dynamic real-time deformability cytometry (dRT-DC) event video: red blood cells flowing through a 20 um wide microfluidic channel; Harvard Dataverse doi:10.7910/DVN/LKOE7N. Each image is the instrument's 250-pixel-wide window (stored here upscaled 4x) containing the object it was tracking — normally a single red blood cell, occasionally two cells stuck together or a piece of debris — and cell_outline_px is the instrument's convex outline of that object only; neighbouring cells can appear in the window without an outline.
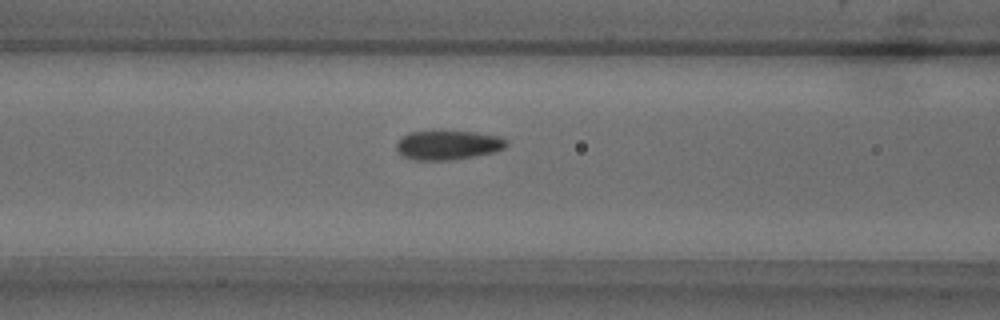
{"species": "common noctule bat (a hibernating species)", "species_latin": "Nyctalus noctula", "temperature_condition": "warm", "stored_images_in_passage": 37, "camera_frame_rate_fps": 3000, "um_per_image_px": 0.085, "animal": {"sex": "male", "body_mass_g": 18.8}, "frame": {"image": 1, "passage_image": 13, "time_ms": 4.0, "image_size_px": [1000, 320], "cell_outline_px": [[508, 144], [504, 148], [492, 152], [476, 156], [452, 160], [416, 160], [404, 156], [396, 148], [396, 144], [408, 132], [476, 132], [500, 136], [508, 140]], "centroid_in_image_um": [38.13, 12.34], "position_along_channel_um": 128.5, "area_um2": 18.5}}
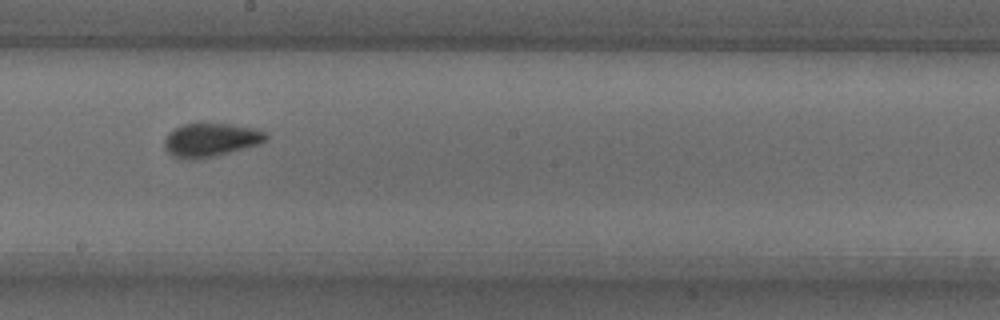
{"frame": {"image": 2, "passage_image": 21, "time_ms": 6.667, "image_size_px": [1000, 320], "cell_outline_px": [[268, 136], [260, 144], [212, 156], [192, 160], [184, 160], [172, 156], [168, 152], [164, 144], [164, 140], [168, 132], [180, 124], [200, 120], [256, 128], [264, 132]], "centroid_in_image_um": [17.84, 11.84], "position_along_channel_um": 230.4, "area_um2": 20.4}}
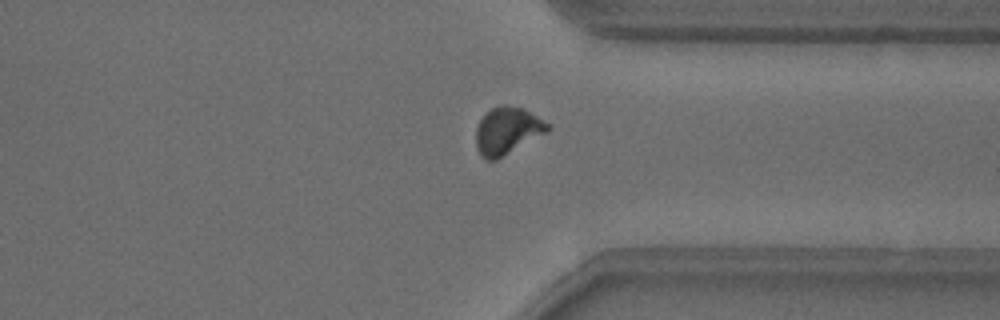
{"frame": {"image": 3, "passage_image": 32, "time_ms": 10.333, "image_size_px": [1000, 320], "cell_outline_px": [[552, 128], [548, 132], [496, 160], [488, 160], [480, 156], [476, 148], [476, 128], [480, 120], [492, 108], [504, 104], [524, 108], [548, 124]], "centroid_in_image_um": [43.12, 11.13], "position_along_channel_um": 368.3, "area_um2": 19.65}}